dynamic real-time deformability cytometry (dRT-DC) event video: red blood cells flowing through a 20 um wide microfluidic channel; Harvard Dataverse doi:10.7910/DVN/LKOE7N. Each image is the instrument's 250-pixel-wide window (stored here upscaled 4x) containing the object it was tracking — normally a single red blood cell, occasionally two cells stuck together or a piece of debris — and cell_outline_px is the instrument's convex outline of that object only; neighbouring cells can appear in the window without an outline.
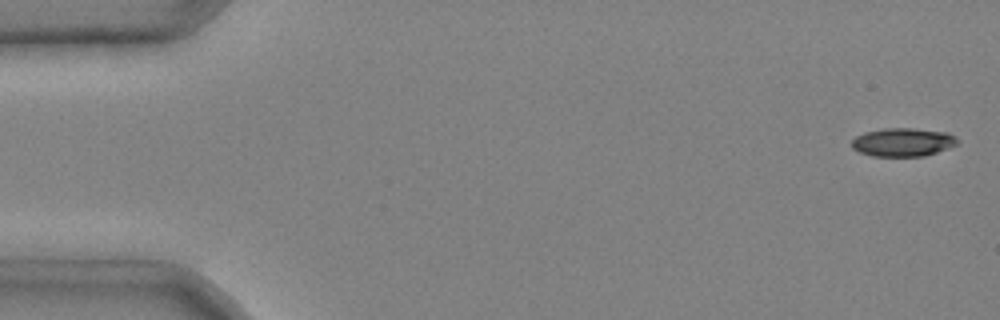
{"species": "common noctule bat (a hibernating species)", "species_latin": "Nyctalus noctula", "temperature_condition": "cold", "stored_images_in_passage": 5, "camera_frame_rate_fps": 3000, "um_per_image_px": 0.085, "animal": {"sex": "male", "body_mass_g": 20.4}, "frame": {"image": 1, "passage_image": 1, "time_ms": 0.0, "image_size_px": [1000, 320], "cell_outline_px": [[960, 140], [956, 144], [948, 148], [924, 156], [872, 156], [860, 152], [852, 148], [852, 140], [856, 136], [864, 132], [884, 128], [912, 128], [948, 132], [956, 136]], "centroid_in_image_um": [76.76, 12.08], "position_along_channel_um": 8.2, "area_um2": 17.57}}
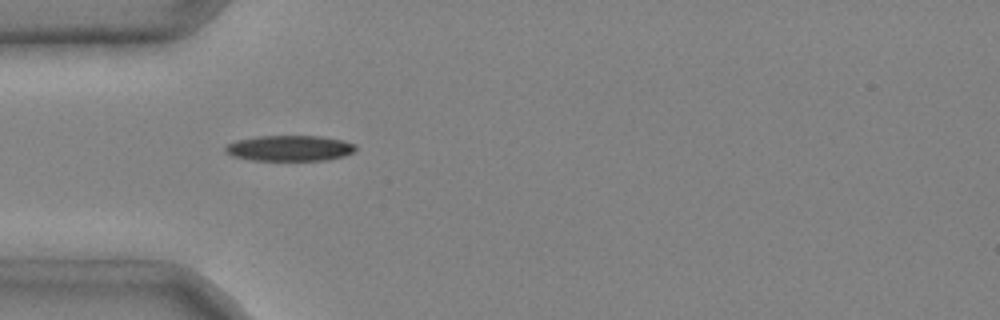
{"frame": {"image": 2, "passage_image": 4, "time_ms": 1.0, "image_size_px": [1000, 320], "cell_outline_px": [[356, 148], [352, 152], [344, 156], [328, 160], [252, 160], [232, 156], [224, 152], [224, 148], [228, 144], [236, 140], [256, 136], [320, 136], [344, 140], [356, 144]], "centroid_in_image_um": [24.61, 12.59], "position_along_channel_um": 60.4, "area_um2": 19.59}}